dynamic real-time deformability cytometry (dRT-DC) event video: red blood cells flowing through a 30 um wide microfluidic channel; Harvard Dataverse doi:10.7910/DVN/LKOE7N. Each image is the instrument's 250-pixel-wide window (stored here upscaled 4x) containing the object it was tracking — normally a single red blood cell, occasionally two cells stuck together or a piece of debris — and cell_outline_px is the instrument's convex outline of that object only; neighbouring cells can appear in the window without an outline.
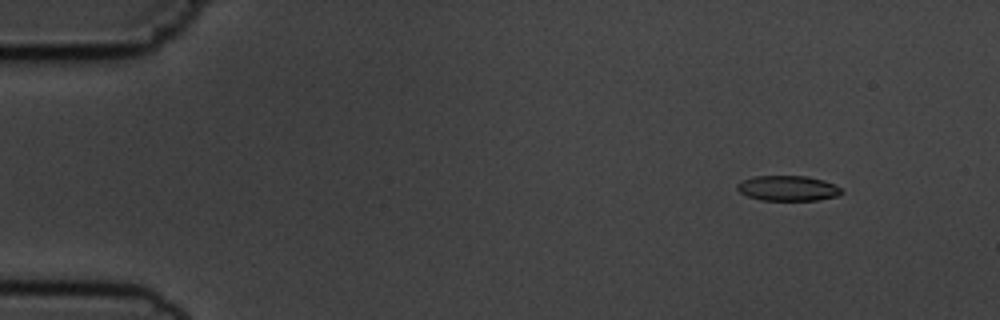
{"species": "common noctule bat (a hibernating species)", "species_latin": "Nyctalus noctula", "temperature_condition": "cold", "stored_images_in_passage": 3, "camera_frame_rate_fps": 3000, "um_per_image_px": 0.085, "animal": {"sex": "male", "body_mass_g": 19.5, "forearm_length_mm": 54.6}, "frame": {"image": 1, "passage_image": 1, "time_ms": 0.0, "image_size_px": [1000, 320], "cell_outline_px": [[844, 192], [840, 196], [816, 200], [760, 200], [748, 196], [740, 192], [736, 188], [736, 184], [744, 180], [756, 176], [808, 176], [824, 180], [840, 188]], "centroid_in_image_um": [66.99, 16.0], "position_along_channel_um": 18.0, "area_um2": 15.32}}